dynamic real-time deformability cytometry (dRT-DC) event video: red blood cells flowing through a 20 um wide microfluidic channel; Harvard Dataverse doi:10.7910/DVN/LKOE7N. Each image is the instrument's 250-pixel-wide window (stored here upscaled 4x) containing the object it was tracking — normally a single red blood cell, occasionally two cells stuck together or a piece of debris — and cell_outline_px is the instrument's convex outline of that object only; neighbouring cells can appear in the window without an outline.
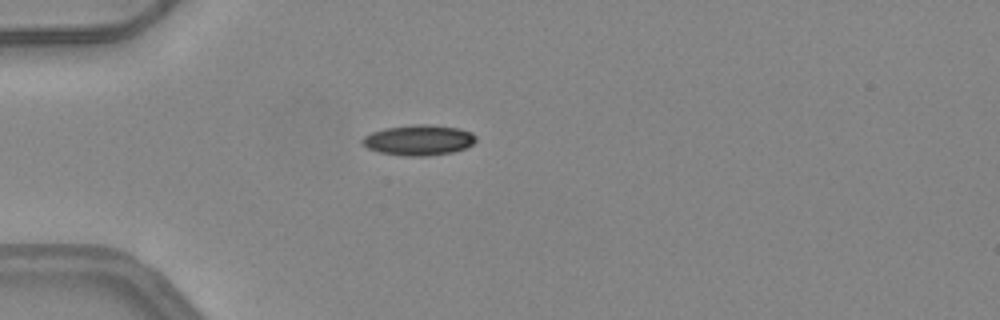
{"species": "common noctule bat (a hibernating species)", "species_latin": "Nyctalus noctula", "temperature_condition": "warm", "stored_images_in_passage": 36, "camera_frame_rate_fps": 3000, "um_per_image_px": 0.085, "animal": {"sex": "female", "body_mass_g": 24.6, "forearm_length_mm": 56.2}, "frame": {"image": 1, "passage_image": 1, "time_ms": 0.0, "image_size_px": [1000, 320], "cell_outline_px": [[476, 140], [472, 144], [464, 148], [452, 152], [424, 156], [404, 156], [380, 152], [368, 148], [360, 144], [360, 140], [364, 136], [372, 132], [384, 128], [416, 124], [424, 124], [460, 128], [472, 132], [476, 136]], "centroid_in_image_um": [35.57, 11.9], "position_along_channel_um": 49.4, "area_um2": 20.17}}
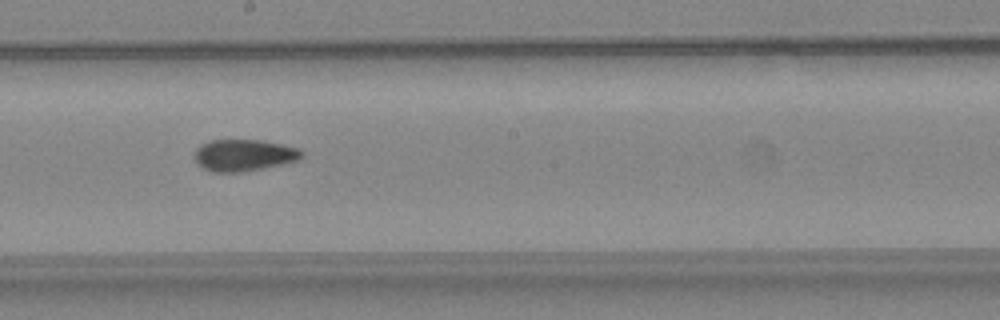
{"frame": {"image": 2, "passage_image": 15, "time_ms": 4.667, "image_size_px": [1000, 320], "cell_outline_px": [[304, 156], [296, 160], [284, 164], [264, 168], [240, 172], [212, 172], [196, 164], [196, 148], [200, 144], [212, 140], [260, 140], [300, 148], [304, 152]], "centroid_in_image_um": [20.75, 13.19], "position_along_channel_um": 227.5, "area_um2": 19.83}}
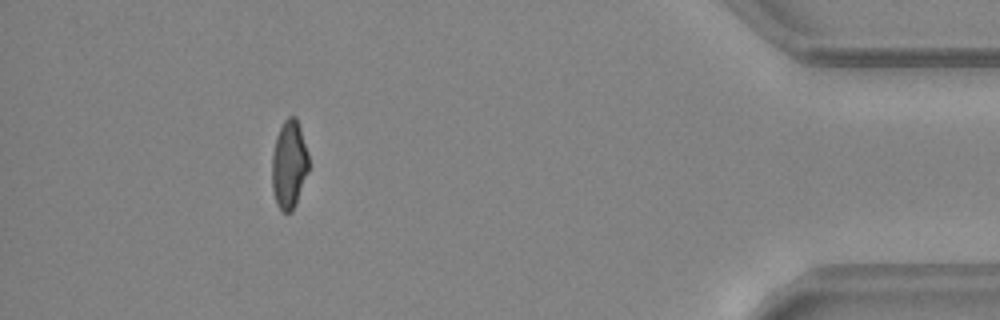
{"frame": {"image": 3, "passage_image": 32, "time_ms": 10.333, "image_size_px": [1000, 320], "cell_outline_px": [[308, 172], [296, 204], [292, 212], [284, 212], [276, 204], [272, 188], [272, 156], [276, 136], [284, 120], [288, 116], [296, 116], [308, 152]], "centroid_in_image_um": [24.57, 13.99], "position_along_channel_um": 410.6, "area_um2": 18.9}, "authors_computed_cell_mechanics": {"area_um2": 19.8254, "velocity_mm_per_s": 4.1852, "shape_relaxation_time_tau1_ms": 7.2096, "shape_relaxation_time_tau2_ms": 2.2891, "deformation_change_tau1": 0.1962, "deformation_change_tau2": 0.0697}}